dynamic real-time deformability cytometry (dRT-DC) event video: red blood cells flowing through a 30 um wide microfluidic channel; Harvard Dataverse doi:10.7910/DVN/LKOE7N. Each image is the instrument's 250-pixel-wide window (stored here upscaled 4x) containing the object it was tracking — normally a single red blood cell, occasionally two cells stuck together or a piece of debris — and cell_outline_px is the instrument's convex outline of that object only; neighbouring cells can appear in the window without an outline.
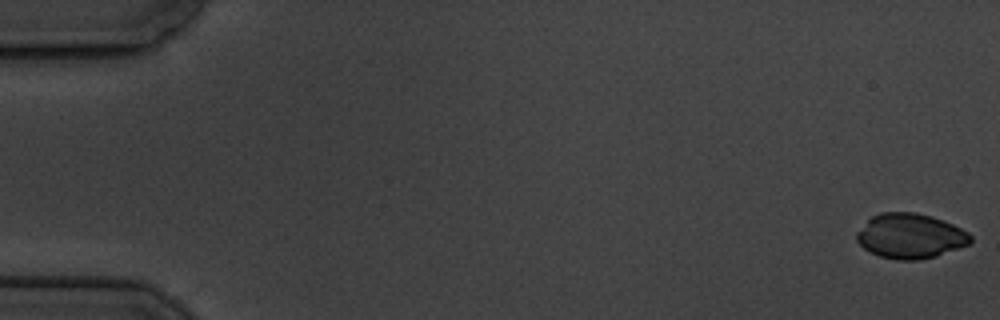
{"species": "common noctule bat (a hibernating species)", "species_latin": "Nyctalus noctula", "temperature_condition": "cold", "stored_images_in_passage": 7, "camera_frame_rate_fps": 3000, "um_per_image_px": 0.085, "animal": {"sex": "male", "body_mass_g": 19.5, "forearm_length_mm": 54.6}, "frame": {"image": 1, "passage_image": 1, "time_ms": 0.0, "image_size_px": [1000, 320], "cell_outline_px": [[972, 240], [968, 244], [936, 256], [920, 260], [896, 260], [880, 256], [864, 248], [856, 240], [856, 232], [872, 216], [880, 212], [916, 212], [932, 216], [952, 224], [968, 232], [972, 236]], "centroid_in_image_um": [77.36, 20.05], "position_along_channel_um": 7.6, "area_um2": 29.71}}